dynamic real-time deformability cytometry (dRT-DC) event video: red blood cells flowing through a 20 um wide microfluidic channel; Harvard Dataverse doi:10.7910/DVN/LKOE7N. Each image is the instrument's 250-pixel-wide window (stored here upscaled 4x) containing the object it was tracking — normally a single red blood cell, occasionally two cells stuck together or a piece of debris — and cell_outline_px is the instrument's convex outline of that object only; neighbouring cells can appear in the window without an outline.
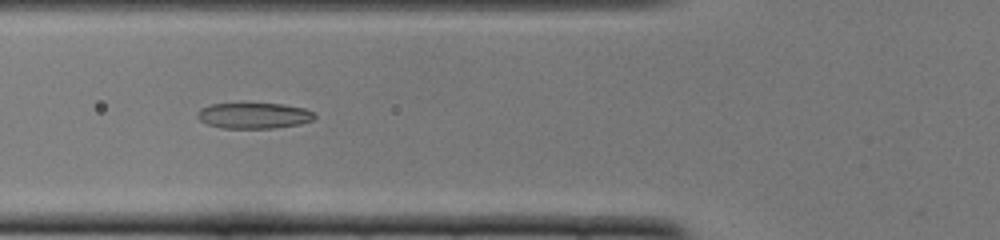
{"species": "common noctule bat (a hibernating species)", "species_latin": "Nyctalus noctula", "temperature_condition": "cold", "stored_images_in_passage": 49, "camera_frame_rate_fps": 3000, "um_per_image_px": 0.085, "animal": {"sex": "female", "body_mass_g": 22.0, "forearm_length_mm": 56.7}, "frame": {"image": 1, "passage_image": 16, "time_ms": 5.0, "image_size_px": [1000, 240], "cell_outline_px": [[316, 116], [312, 120], [300, 124], [272, 128], [220, 128], [208, 124], [200, 120], [196, 116], [196, 112], [200, 108], [212, 104], [284, 104], [304, 108], [312, 112]], "centroid_in_image_um": [21.55, 9.83], "position_along_channel_um": 104.2, "area_um2": 17.51}}
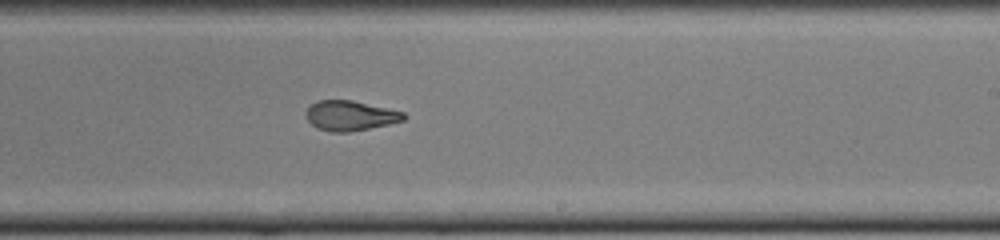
{"frame": {"image": 2, "passage_image": 28, "time_ms": 9.0, "image_size_px": [1000, 240], "cell_outline_px": [[408, 116], [404, 120], [388, 124], [348, 132], [332, 132], [316, 128], [304, 116], [304, 112], [316, 100], [352, 100], [404, 112]], "centroid_in_image_um": [29.74, 9.82], "position_along_channel_um": 259.3, "area_um2": 17.05}}
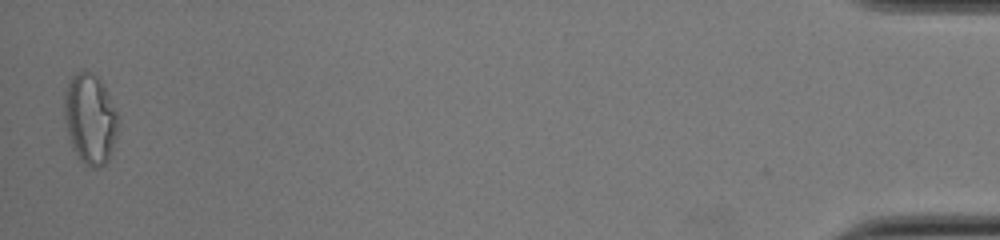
{"frame": {"image": 3, "passage_image": 48, "time_ms": 15.667, "image_size_px": [1000, 240], "cell_outline_px": [[116, 136], [108, 160], [104, 164], [96, 168], [92, 168], [84, 164], [80, 160], [72, 148], [64, 120], [64, 88], [72, 76], [76, 72], [84, 68], [92, 72], [104, 84], [116, 112]], "centroid_in_image_um": [7.61, 10.06], "position_along_channel_um": 427.6, "area_um2": 28.38}, "authors_computed_cell_mechanics": {"area_um2": 18.4382, "velocity_mm_per_s": 3.8793, "shape_relaxation_time_tau1_ms": null, "shape_relaxation_time_tau2_ms": 1.5906, "deformation_change_tau1": null, "deformation_change_tau2": 0.0809}}